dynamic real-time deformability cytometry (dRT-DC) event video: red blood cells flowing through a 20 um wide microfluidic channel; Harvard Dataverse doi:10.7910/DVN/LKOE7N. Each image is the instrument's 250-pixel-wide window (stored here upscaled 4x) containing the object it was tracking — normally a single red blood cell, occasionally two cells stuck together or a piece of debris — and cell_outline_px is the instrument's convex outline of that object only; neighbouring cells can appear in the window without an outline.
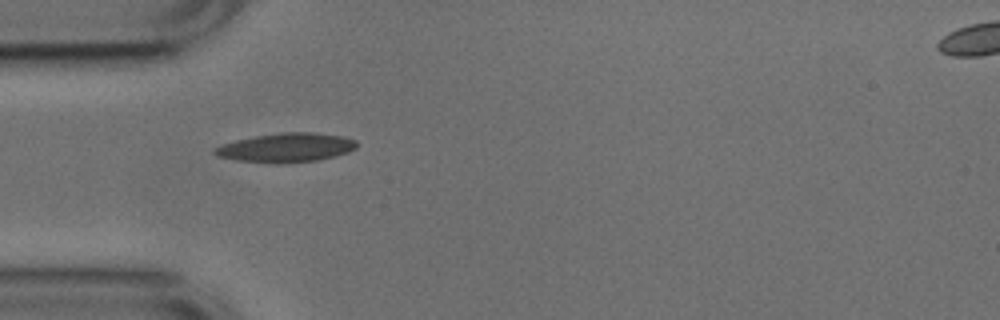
{"species": "common noctule bat (a hibernating species)", "species_latin": "Nyctalus noctula", "temperature_condition": "cold", "stored_images_in_passage": 23, "camera_frame_rate_fps": 3000, "um_per_image_px": 0.085, "animal": {"sex": "male", "body_mass_g": 17.9, "forearm_length_mm": 54.2}, "frame": {"image": 1, "passage_image": 1, "time_ms": 0.0, "image_size_px": [1000, 320], "cell_outline_px": [[356, 148], [348, 152], [316, 160], [284, 164], [272, 164], [236, 160], [216, 156], [212, 152], [212, 148], [236, 140], [256, 136], [280, 132], [312, 132], [344, 136], [356, 140]], "centroid_in_image_um": [24.29, 12.55], "position_along_channel_um": 60.7, "area_um2": 24.22}}
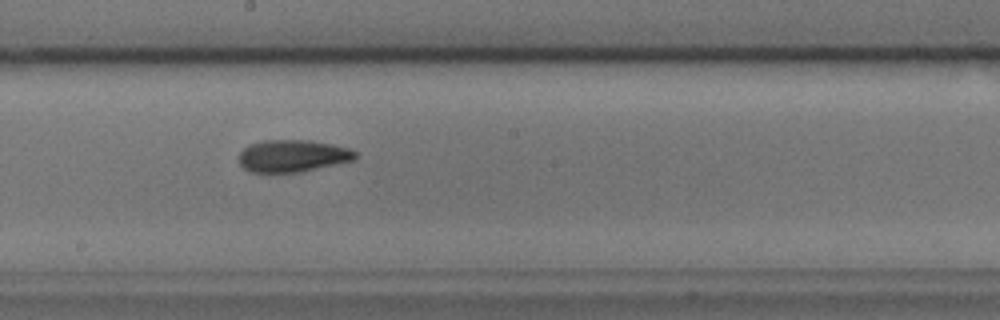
{"frame": {"image": 2, "passage_image": 14, "time_ms": 4.333, "image_size_px": [1000, 320], "cell_outline_px": [[356, 160], [300, 172], [252, 172], [244, 168], [240, 164], [240, 152], [248, 144], [264, 140], [312, 140], [332, 144], [348, 148], [356, 152]], "centroid_in_image_um": [24.89, 13.24], "position_along_channel_um": 223.3, "area_um2": 21.85}}